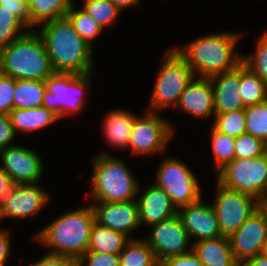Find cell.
<instances>
[{
	"instance_id": "obj_1",
	"label": "cell",
	"mask_w": 267,
	"mask_h": 266,
	"mask_svg": "<svg viewBox=\"0 0 267 266\" xmlns=\"http://www.w3.org/2000/svg\"><path fill=\"white\" fill-rule=\"evenodd\" d=\"M37 32L44 41L55 73H92V47L74 30L65 16L45 22Z\"/></svg>"
},
{
	"instance_id": "obj_2",
	"label": "cell",
	"mask_w": 267,
	"mask_h": 266,
	"mask_svg": "<svg viewBox=\"0 0 267 266\" xmlns=\"http://www.w3.org/2000/svg\"><path fill=\"white\" fill-rule=\"evenodd\" d=\"M241 33H216L199 37L185 48L175 50L186 60L195 77H212L231 71L241 64L242 55L236 52Z\"/></svg>"
},
{
	"instance_id": "obj_3",
	"label": "cell",
	"mask_w": 267,
	"mask_h": 266,
	"mask_svg": "<svg viewBox=\"0 0 267 266\" xmlns=\"http://www.w3.org/2000/svg\"><path fill=\"white\" fill-rule=\"evenodd\" d=\"M95 214L92 206L64 213L40 230L35 238L45 247L47 253L79 260L87 251Z\"/></svg>"
},
{
	"instance_id": "obj_4",
	"label": "cell",
	"mask_w": 267,
	"mask_h": 266,
	"mask_svg": "<svg viewBox=\"0 0 267 266\" xmlns=\"http://www.w3.org/2000/svg\"><path fill=\"white\" fill-rule=\"evenodd\" d=\"M0 73L16 80L45 81L54 71L41 36L28 31L0 50Z\"/></svg>"
},
{
	"instance_id": "obj_5",
	"label": "cell",
	"mask_w": 267,
	"mask_h": 266,
	"mask_svg": "<svg viewBox=\"0 0 267 266\" xmlns=\"http://www.w3.org/2000/svg\"><path fill=\"white\" fill-rule=\"evenodd\" d=\"M100 154L93 159L90 199L95 203L134 200L139 184L125 162L104 151Z\"/></svg>"
},
{
	"instance_id": "obj_6",
	"label": "cell",
	"mask_w": 267,
	"mask_h": 266,
	"mask_svg": "<svg viewBox=\"0 0 267 266\" xmlns=\"http://www.w3.org/2000/svg\"><path fill=\"white\" fill-rule=\"evenodd\" d=\"M164 57L158 70L148 111L158 112L159 109L172 105L176 107L181 94L195 76L186 60L175 48L167 51Z\"/></svg>"
},
{
	"instance_id": "obj_7",
	"label": "cell",
	"mask_w": 267,
	"mask_h": 266,
	"mask_svg": "<svg viewBox=\"0 0 267 266\" xmlns=\"http://www.w3.org/2000/svg\"><path fill=\"white\" fill-rule=\"evenodd\" d=\"M91 74L53 73L45 80L43 106L62 118L76 114L84 108L86 91H89Z\"/></svg>"
},
{
	"instance_id": "obj_8",
	"label": "cell",
	"mask_w": 267,
	"mask_h": 266,
	"mask_svg": "<svg viewBox=\"0 0 267 266\" xmlns=\"http://www.w3.org/2000/svg\"><path fill=\"white\" fill-rule=\"evenodd\" d=\"M217 178L221 185L260 201L267 196V153L251 159L235 158L218 172Z\"/></svg>"
},
{
	"instance_id": "obj_9",
	"label": "cell",
	"mask_w": 267,
	"mask_h": 266,
	"mask_svg": "<svg viewBox=\"0 0 267 266\" xmlns=\"http://www.w3.org/2000/svg\"><path fill=\"white\" fill-rule=\"evenodd\" d=\"M154 184L165 191L177 209L202 198L199 182L192 171L185 163L172 157L163 160Z\"/></svg>"
},
{
	"instance_id": "obj_10",
	"label": "cell",
	"mask_w": 267,
	"mask_h": 266,
	"mask_svg": "<svg viewBox=\"0 0 267 266\" xmlns=\"http://www.w3.org/2000/svg\"><path fill=\"white\" fill-rule=\"evenodd\" d=\"M213 206L222 236L230 237L259 208V201L217 181Z\"/></svg>"
},
{
	"instance_id": "obj_11",
	"label": "cell",
	"mask_w": 267,
	"mask_h": 266,
	"mask_svg": "<svg viewBox=\"0 0 267 266\" xmlns=\"http://www.w3.org/2000/svg\"><path fill=\"white\" fill-rule=\"evenodd\" d=\"M172 133V125L166 119L147 111L143 117H136L128 147L134 155L163 152Z\"/></svg>"
},
{
	"instance_id": "obj_12",
	"label": "cell",
	"mask_w": 267,
	"mask_h": 266,
	"mask_svg": "<svg viewBox=\"0 0 267 266\" xmlns=\"http://www.w3.org/2000/svg\"><path fill=\"white\" fill-rule=\"evenodd\" d=\"M151 227L153 228L150 235L144 240L153 250L158 263L167 258L192 251V247H189L188 232L178 214L160 223L153 224Z\"/></svg>"
},
{
	"instance_id": "obj_13",
	"label": "cell",
	"mask_w": 267,
	"mask_h": 266,
	"mask_svg": "<svg viewBox=\"0 0 267 266\" xmlns=\"http://www.w3.org/2000/svg\"><path fill=\"white\" fill-rule=\"evenodd\" d=\"M229 240L234 258L239 264L264 252L267 241V217L260 207L229 237Z\"/></svg>"
},
{
	"instance_id": "obj_14",
	"label": "cell",
	"mask_w": 267,
	"mask_h": 266,
	"mask_svg": "<svg viewBox=\"0 0 267 266\" xmlns=\"http://www.w3.org/2000/svg\"><path fill=\"white\" fill-rule=\"evenodd\" d=\"M49 194L37 184L14 185L0 201V220L34 217L48 203Z\"/></svg>"
},
{
	"instance_id": "obj_15",
	"label": "cell",
	"mask_w": 267,
	"mask_h": 266,
	"mask_svg": "<svg viewBox=\"0 0 267 266\" xmlns=\"http://www.w3.org/2000/svg\"><path fill=\"white\" fill-rule=\"evenodd\" d=\"M2 169L14 185L37 184L43 174L41 158L32 149L12 145L0 150Z\"/></svg>"
},
{
	"instance_id": "obj_16",
	"label": "cell",
	"mask_w": 267,
	"mask_h": 266,
	"mask_svg": "<svg viewBox=\"0 0 267 266\" xmlns=\"http://www.w3.org/2000/svg\"><path fill=\"white\" fill-rule=\"evenodd\" d=\"M97 203L91 204L97 223L128 238L130 231L141 225L136 200Z\"/></svg>"
},
{
	"instance_id": "obj_17",
	"label": "cell",
	"mask_w": 267,
	"mask_h": 266,
	"mask_svg": "<svg viewBox=\"0 0 267 266\" xmlns=\"http://www.w3.org/2000/svg\"><path fill=\"white\" fill-rule=\"evenodd\" d=\"M198 202L180 207L178 215L189 238L197 241L222 237L215 210L211 204Z\"/></svg>"
},
{
	"instance_id": "obj_18",
	"label": "cell",
	"mask_w": 267,
	"mask_h": 266,
	"mask_svg": "<svg viewBox=\"0 0 267 266\" xmlns=\"http://www.w3.org/2000/svg\"><path fill=\"white\" fill-rule=\"evenodd\" d=\"M194 78L189 82L180 96L176 108L197 118H208L215 115L214 92L211 79L208 77Z\"/></svg>"
},
{
	"instance_id": "obj_19",
	"label": "cell",
	"mask_w": 267,
	"mask_h": 266,
	"mask_svg": "<svg viewBox=\"0 0 267 266\" xmlns=\"http://www.w3.org/2000/svg\"><path fill=\"white\" fill-rule=\"evenodd\" d=\"M214 92V112L223 114L245 109L240 91V65L210 77Z\"/></svg>"
},
{
	"instance_id": "obj_20",
	"label": "cell",
	"mask_w": 267,
	"mask_h": 266,
	"mask_svg": "<svg viewBox=\"0 0 267 266\" xmlns=\"http://www.w3.org/2000/svg\"><path fill=\"white\" fill-rule=\"evenodd\" d=\"M138 206L140 224L153 225L174 217L178 209L172 204L165 191L155 184L135 199Z\"/></svg>"
},
{
	"instance_id": "obj_21",
	"label": "cell",
	"mask_w": 267,
	"mask_h": 266,
	"mask_svg": "<svg viewBox=\"0 0 267 266\" xmlns=\"http://www.w3.org/2000/svg\"><path fill=\"white\" fill-rule=\"evenodd\" d=\"M192 251L204 266H239L229 237H217L193 243Z\"/></svg>"
},
{
	"instance_id": "obj_22",
	"label": "cell",
	"mask_w": 267,
	"mask_h": 266,
	"mask_svg": "<svg viewBox=\"0 0 267 266\" xmlns=\"http://www.w3.org/2000/svg\"><path fill=\"white\" fill-rule=\"evenodd\" d=\"M135 119L136 116L126 110L109 112L103 122V132L108 143L115 148H128Z\"/></svg>"
},
{
	"instance_id": "obj_23",
	"label": "cell",
	"mask_w": 267,
	"mask_h": 266,
	"mask_svg": "<svg viewBox=\"0 0 267 266\" xmlns=\"http://www.w3.org/2000/svg\"><path fill=\"white\" fill-rule=\"evenodd\" d=\"M8 115L16 135L19 131L25 133L42 129L59 119L57 114L44 106L33 109H13Z\"/></svg>"
},
{
	"instance_id": "obj_24",
	"label": "cell",
	"mask_w": 267,
	"mask_h": 266,
	"mask_svg": "<svg viewBox=\"0 0 267 266\" xmlns=\"http://www.w3.org/2000/svg\"><path fill=\"white\" fill-rule=\"evenodd\" d=\"M130 239L96 221L92 224L88 251L120 254Z\"/></svg>"
},
{
	"instance_id": "obj_25",
	"label": "cell",
	"mask_w": 267,
	"mask_h": 266,
	"mask_svg": "<svg viewBox=\"0 0 267 266\" xmlns=\"http://www.w3.org/2000/svg\"><path fill=\"white\" fill-rule=\"evenodd\" d=\"M30 14V28L65 17L73 0H26Z\"/></svg>"
},
{
	"instance_id": "obj_26",
	"label": "cell",
	"mask_w": 267,
	"mask_h": 266,
	"mask_svg": "<svg viewBox=\"0 0 267 266\" xmlns=\"http://www.w3.org/2000/svg\"><path fill=\"white\" fill-rule=\"evenodd\" d=\"M45 81L16 80L14 109H33L43 106Z\"/></svg>"
},
{
	"instance_id": "obj_27",
	"label": "cell",
	"mask_w": 267,
	"mask_h": 266,
	"mask_svg": "<svg viewBox=\"0 0 267 266\" xmlns=\"http://www.w3.org/2000/svg\"><path fill=\"white\" fill-rule=\"evenodd\" d=\"M240 96L245 107L267 101V83L240 64Z\"/></svg>"
},
{
	"instance_id": "obj_28",
	"label": "cell",
	"mask_w": 267,
	"mask_h": 266,
	"mask_svg": "<svg viewBox=\"0 0 267 266\" xmlns=\"http://www.w3.org/2000/svg\"><path fill=\"white\" fill-rule=\"evenodd\" d=\"M120 266H159L153 250L143 239H130L119 254Z\"/></svg>"
},
{
	"instance_id": "obj_29",
	"label": "cell",
	"mask_w": 267,
	"mask_h": 266,
	"mask_svg": "<svg viewBox=\"0 0 267 266\" xmlns=\"http://www.w3.org/2000/svg\"><path fill=\"white\" fill-rule=\"evenodd\" d=\"M74 6L73 3L66 17L72 23L74 30L93 48L92 41L99 35L103 28L83 9L76 10Z\"/></svg>"
},
{
	"instance_id": "obj_30",
	"label": "cell",
	"mask_w": 267,
	"mask_h": 266,
	"mask_svg": "<svg viewBox=\"0 0 267 266\" xmlns=\"http://www.w3.org/2000/svg\"><path fill=\"white\" fill-rule=\"evenodd\" d=\"M82 9L103 29L116 23L121 12L110 0H84Z\"/></svg>"
},
{
	"instance_id": "obj_31",
	"label": "cell",
	"mask_w": 267,
	"mask_h": 266,
	"mask_svg": "<svg viewBox=\"0 0 267 266\" xmlns=\"http://www.w3.org/2000/svg\"><path fill=\"white\" fill-rule=\"evenodd\" d=\"M235 139L234 137L218 132L212 127V149L218 171L235 159Z\"/></svg>"
},
{
	"instance_id": "obj_32",
	"label": "cell",
	"mask_w": 267,
	"mask_h": 266,
	"mask_svg": "<svg viewBox=\"0 0 267 266\" xmlns=\"http://www.w3.org/2000/svg\"><path fill=\"white\" fill-rule=\"evenodd\" d=\"M246 133L267 144V101L248 106L245 109Z\"/></svg>"
},
{
	"instance_id": "obj_33",
	"label": "cell",
	"mask_w": 267,
	"mask_h": 266,
	"mask_svg": "<svg viewBox=\"0 0 267 266\" xmlns=\"http://www.w3.org/2000/svg\"><path fill=\"white\" fill-rule=\"evenodd\" d=\"M213 128L220 133L237 138L246 133L245 110L215 114Z\"/></svg>"
},
{
	"instance_id": "obj_34",
	"label": "cell",
	"mask_w": 267,
	"mask_h": 266,
	"mask_svg": "<svg viewBox=\"0 0 267 266\" xmlns=\"http://www.w3.org/2000/svg\"><path fill=\"white\" fill-rule=\"evenodd\" d=\"M27 26L8 9L0 6V50L8 46L14 40L24 36L28 31ZM22 30L20 32L19 30Z\"/></svg>"
},
{
	"instance_id": "obj_35",
	"label": "cell",
	"mask_w": 267,
	"mask_h": 266,
	"mask_svg": "<svg viewBox=\"0 0 267 266\" xmlns=\"http://www.w3.org/2000/svg\"><path fill=\"white\" fill-rule=\"evenodd\" d=\"M241 63L267 83V31L257 42L255 53L242 55Z\"/></svg>"
},
{
	"instance_id": "obj_36",
	"label": "cell",
	"mask_w": 267,
	"mask_h": 266,
	"mask_svg": "<svg viewBox=\"0 0 267 266\" xmlns=\"http://www.w3.org/2000/svg\"><path fill=\"white\" fill-rule=\"evenodd\" d=\"M267 153V144L251 134H242L235 139V158L251 159Z\"/></svg>"
},
{
	"instance_id": "obj_37",
	"label": "cell",
	"mask_w": 267,
	"mask_h": 266,
	"mask_svg": "<svg viewBox=\"0 0 267 266\" xmlns=\"http://www.w3.org/2000/svg\"><path fill=\"white\" fill-rule=\"evenodd\" d=\"M16 79L0 73V114L8 115L14 109Z\"/></svg>"
},
{
	"instance_id": "obj_38",
	"label": "cell",
	"mask_w": 267,
	"mask_h": 266,
	"mask_svg": "<svg viewBox=\"0 0 267 266\" xmlns=\"http://www.w3.org/2000/svg\"><path fill=\"white\" fill-rule=\"evenodd\" d=\"M79 266H120L119 254L87 251L79 260Z\"/></svg>"
},
{
	"instance_id": "obj_39",
	"label": "cell",
	"mask_w": 267,
	"mask_h": 266,
	"mask_svg": "<svg viewBox=\"0 0 267 266\" xmlns=\"http://www.w3.org/2000/svg\"><path fill=\"white\" fill-rule=\"evenodd\" d=\"M0 6L8 9L30 29V14L26 0H1Z\"/></svg>"
},
{
	"instance_id": "obj_40",
	"label": "cell",
	"mask_w": 267,
	"mask_h": 266,
	"mask_svg": "<svg viewBox=\"0 0 267 266\" xmlns=\"http://www.w3.org/2000/svg\"><path fill=\"white\" fill-rule=\"evenodd\" d=\"M15 136L9 115L0 114V150L12 146L13 144L11 143Z\"/></svg>"
},
{
	"instance_id": "obj_41",
	"label": "cell",
	"mask_w": 267,
	"mask_h": 266,
	"mask_svg": "<svg viewBox=\"0 0 267 266\" xmlns=\"http://www.w3.org/2000/svg\"><path fill=\"white\" fill-rule=\"evenodd\" d=\"M159 266H204L197 256L190 251L183 255L167 258L159 263Z\"/></svg>"
},
{
	"instance_id": "obj_42",
	"label": "cell",
	"mask_w": 267,
	"mask_h": 266,
	"mask_svg": "<svg viewBox=\"0 0 267 266\" xmlns=\"http://www.w3.org/2000/svg\"><path fill=\"white\" fill-rule=\"evenodd\" d=\"M29 266H79V262L74 258L46 253L40 260Z\"/></svg>"
},
{
	"instance_id": "obj_43",
	"label": "cell",
	"mask_w": 267,
	"mask_h": 266,
	"mask_svg": "<svg viewBox=\"0 0 267 266\" xmlns=\"http://www.w3.org/2000/svg\"><path fill=\"white\" fill-rule=\"evenodd\" d=\"M9 231L7 229L0 228V266H5L8 260L9 254L11 253V240L9 237Z\"/></svg>"
},
{
	"instance_id": "obj_44",
	"label": "cell",
	"mask_w": 267,
	"mask_h": 266,
	"mask_svg": "<svg viewBox=\"0 0 267 266\" xmlns=\"http://www.w3.org/2000/svg\"><path fill=\"white\" fill-rule=\"evenodd\" d=\"M14 186L10 176L0 166V201Z\"/></svg>"
},
{
	"instance_id": "obj_45",
	"label": "cell",
	"mask_w": 267,
	"mask_h": 266,
	"mask_svg": "<svg viewBox=\"0 0 267 266\" xmlns=\"http://www.w3.org/2000/svg\"><path fill=\"white\" fill-rule=\"evenodd\" d=\"M239 266H267V256L262 253L254 258L242 262Z\"/></svg>"
},
{
	"instance_id": "obj_46",
	"label": "cell",
	"mask_w": 267,
	"mask_h": 266,
	"mask_svg": "<svg viewBox=\"0 0 267 266\" xmlns=\"http://www.w3.org/2000/svg\"><path fill=\"white\" fill-rule=\"evenodd\" d=\"M114 3L117 8L122 11L125 7L136 6L139 5V0H110Z\"/></svg>"
},
{
	"instance_id": "obj_47",
	"label": "cell",
	"mask_w": 267,
	"mask_h": 266,
	"mask_svg": "<svg viewBox=\"0 0 267 266\" xmlns=\"http://www.w3.org/2000/svg\"><path fill=\"white\" fill-rule=\"evenodd\" d=\"M259 207L267 217V196L259 201Z\"/></svg>"
},
{
	"instance_id": "obj_48",
	"label": "cell",
	"mask_w": 267,
	"mask_h": 266,
	"mask_svg": "<svg viewBox=\"0 0 267 266\" xmlns=\"http://www.w3.org/2000/svg\"><path fill=\"white\" fill-rule=\"evenodd\" d=\"M263 254L267 256V241H266V244H265V248H264Z\"/></svg>"
}]
</instances>
